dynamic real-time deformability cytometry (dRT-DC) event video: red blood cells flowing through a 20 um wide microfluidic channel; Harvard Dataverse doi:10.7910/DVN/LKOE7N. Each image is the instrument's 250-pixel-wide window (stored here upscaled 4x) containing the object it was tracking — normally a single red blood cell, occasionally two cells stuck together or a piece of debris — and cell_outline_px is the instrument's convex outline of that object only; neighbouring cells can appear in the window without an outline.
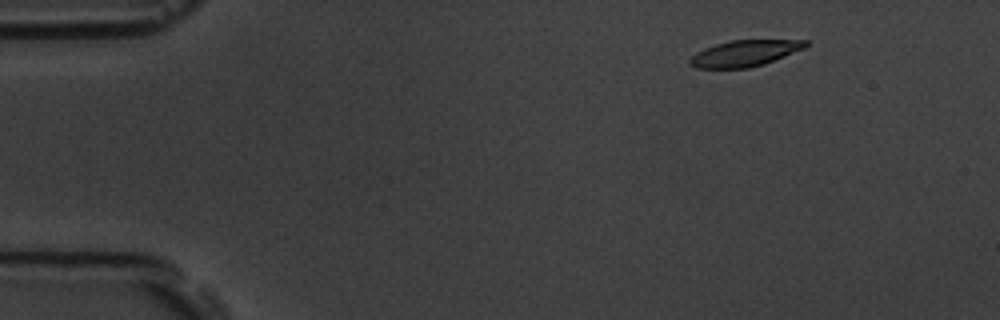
{"species": "common noctule bat (a hibernating species)", "species_latin": "Nyctalus noctula", "temperature_condition": "room temperature", "stored_images_in_passage": 52, "camera_frame_rate_fps": 3000, "um_per_image_px": 0.085, "animal": {"sex": "male", "body_mass_g": 19.5, "forearm_length_mm": 54.6}, "frame": {"image": 1, "passage_image": 2, "time_ms": 0.333, "image_size_px": [1000, 320], "cell_outline_px": [[808, 44], [804, 48], [764, 64], [748, 68], [696, 68], [688, 64], [688, 60], [696, 52], [704, 48], [728, 40], [808, 40]], "centroid_in_image_um": [63.25, 4.53], "position_along_channel_um": 21.7, "area_um2": 17.63}}
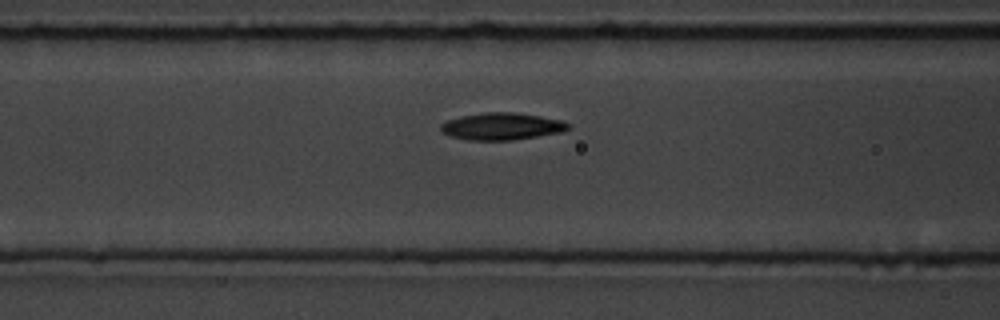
{"frame": {"image": 2, "passage_image": 18, "time_ms": 5.667, "image_size_px": [1000, 320], "cell_outline_px": [[568, 128], [560, 132], [512, 140], [468, 140], [452, 136], [444, 132], [440, 128], [440, 124], [448, 120], [460, 116], [484, 112], [516, 112], [564, 120], [568, 124]], "centroid_in_image_um": [42.64, 10.72], "position_along_channel_um": 124.0, "area_um2": 19.94}}
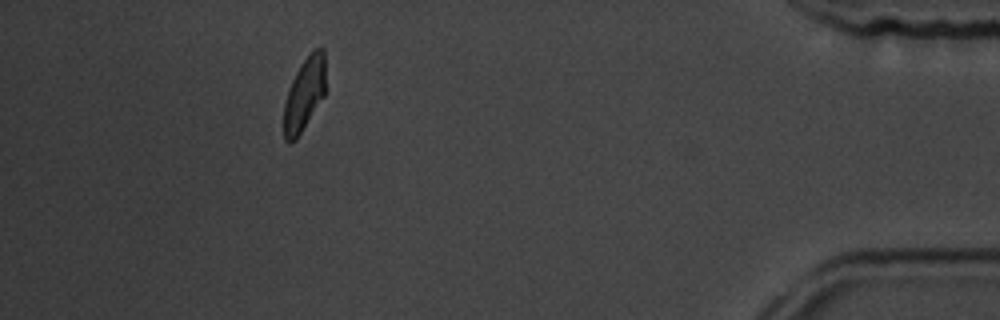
{"frame": {"image": 3, "passage_image": 47, "time_ms": 15.333, "image_size_px": [1000, 320], "cell_outline_px": [[324, 96], [296, 140], [288, 144], [284, 140], [284, 104], [292, 80], [300, 64], [312, 48], [324, 48]], "centroid_in_image_um": [25.86, 8.01], "position_along_channel_um": 409.3, "area_um2": 17.69}, "authors_computed_cell_mechanics": {"area_um2": 19.1318, "velocity_mm_per_s": 3.5349, "shape_relaxation_time_tau1_ms": 3.6253, "shape_relaxation_time_tau2_ms": 5.0133, "deformation_change_tau1": 0.1369, "deformation_change_tau2": 0.1234}}